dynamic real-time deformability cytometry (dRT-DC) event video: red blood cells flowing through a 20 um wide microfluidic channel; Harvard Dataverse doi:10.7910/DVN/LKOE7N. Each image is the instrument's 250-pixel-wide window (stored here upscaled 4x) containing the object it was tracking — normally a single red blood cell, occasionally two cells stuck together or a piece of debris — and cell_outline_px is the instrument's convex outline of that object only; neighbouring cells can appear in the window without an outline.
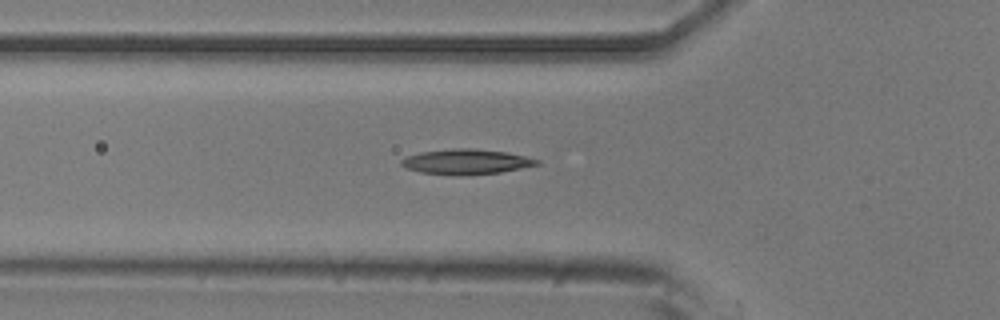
{"species": "common noctule bat (a hibernating species)", "species_latin": "Nyctalus noctula", "temperature_condition": "room temperature", "stored_images_in_passage": 19, "camera_frame_rate_fps": 3000, "um_per_image_px": 0.085, "animal": {"sex": "male", "body_mass_g": 20.5, "forearm_length_mm": 52.5}, "frame": {"image": 1, "passage_image": 18, "time_ms": 5.667, "image_size_px": [1000, 320], "cell_outline_px": [[540, 164], [500, 172], [460, 176], [452, 176], [420, 172], [404, 168], [400, 164], [400, 160], [404, 156], [420, 152], [452, 148], [472, 148], [508, 152], [540, 160]], "centroid_in_image_um": [39.55, 13.75], "position_along_channel_um": 86.2, "area_um2": 20.17}}